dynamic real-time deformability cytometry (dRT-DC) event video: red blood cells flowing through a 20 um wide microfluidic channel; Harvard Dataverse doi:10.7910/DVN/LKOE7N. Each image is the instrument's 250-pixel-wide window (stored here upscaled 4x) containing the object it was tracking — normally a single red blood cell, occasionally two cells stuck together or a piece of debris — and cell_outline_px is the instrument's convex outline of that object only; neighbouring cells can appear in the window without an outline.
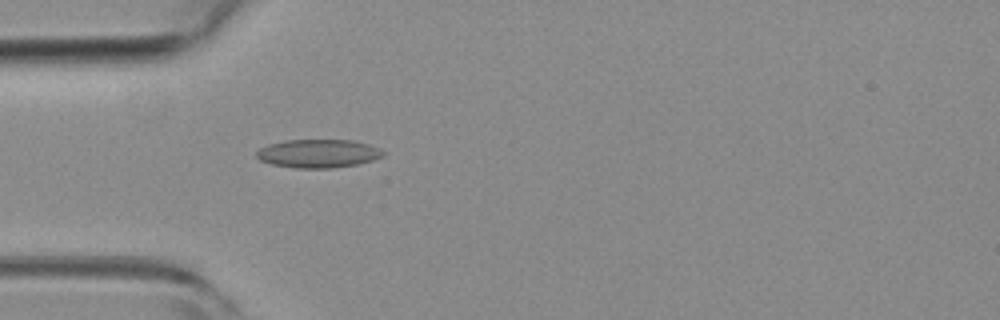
{"species": "common noctule bat (a hibernating species)", "species_latin": "Nyctalus noctula", "temperature_condition": "room temperature", "stored_images_in_passage": 51, "camera_frame_rate_fps": 3000, "um_per_image_px": 0.085, "animal": {"sex": "female", "body_mass_g": 19.3, "forearm_length_mm": 54.1}, "frame": {"image": 1, "passage_image": 15, "time_ms": 4.667, "image_size_px": [1000, 320], "cell_outline_px": [[384, 156], [372, 160], [356, 164], [332, 168], [296, 168], [272, 164], [260, 160], [256, 156], [256, 152], [260, 148], [268, 144], [288, 140], [352, 140], [368, 144], [384, 152]], "centroid_in_image_um": [27.02, 13.05], "position_along_channel_um": 58.0, "area_um2": 20.75}}
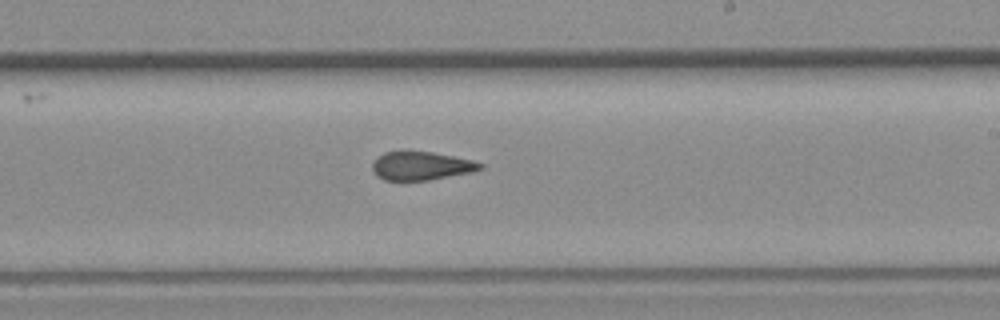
{"frame": {"image": 2, "passage_image": 30, "time_ms": 9.667, "image_size_px": [1000, 320], "cell_outline_px": [[484, 168], [472, 172], [428, 180], [384, 180], [376, 176], [372, 172], [372, 164], [376, 156], [384, 152], [432, 152], [472, 160], [484, 164]], "centroid_in_image_um": [35.78, 14.11], "position_along_channel_um": 253.2, "area_um2": 17.86}}
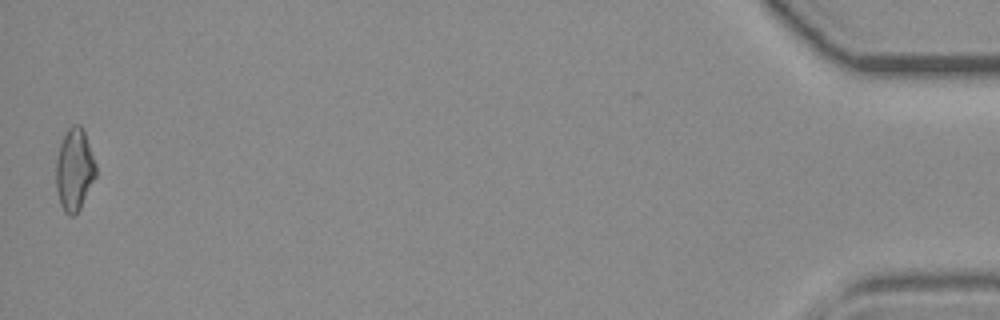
{"frame": {"image": 3, "passage_image": 51, "time_ms": 16.667, "image_size_px": [1000, 320], "cell_outline_px": [[96, 176], [80, 208], [72, 216], [68, 216], [64, 212], [60, 204], [56, 188], [56, 160], [60, 144], [68, 128], [72, 124], [80, 124], [84, 128], [96, 164]], "centroid_in_image_um": [6.33, 14.4], "position_along_channel_um": 428.9, "area_um2": 19.19}, "authors_computed_cell_mechanics": {"area_um2": 19.074, "velocity_mm_per_s": 3.9589, "shape_relaxation_time_tau1_ms": null, "shape_relaxation_time_tau2_ms": 1.9215, "deformation_change_tau1": null, "deformation_change_tau2": 0.0923}}